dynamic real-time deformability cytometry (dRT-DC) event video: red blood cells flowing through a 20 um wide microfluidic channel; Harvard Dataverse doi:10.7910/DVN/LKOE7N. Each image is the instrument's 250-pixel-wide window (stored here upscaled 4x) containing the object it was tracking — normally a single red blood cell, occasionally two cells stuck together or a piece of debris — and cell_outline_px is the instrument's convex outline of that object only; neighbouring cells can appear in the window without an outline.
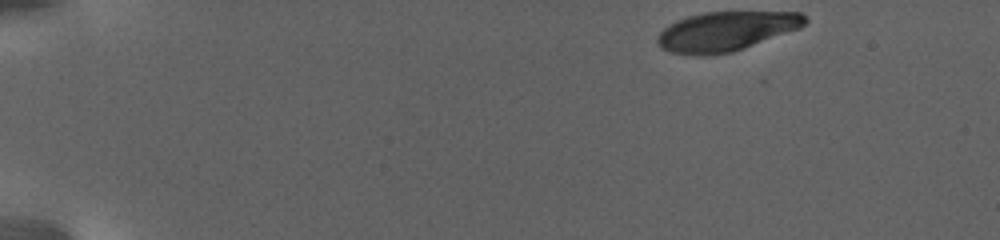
{"species": "human", "species_latin": "Homo sapiens", "temperature_condition": "warm", "stored_images_in_passage": 34, "camera_frame_rate_fps": 3000, "um_per_image_px": 0.085, "donor": {"sex": "female"}, "frame": {"image": 1, "passage_image": 1, "time_ms": 0.0, "image_size_px": [1000, 240], "cell_outline_px": [[808, 20], [800, 28], [744, 48], [732, 52], [708, 56], [696, 56], [672, 52], [660, 48], [656, 40], [660, 32], [668, 24], [676, 20], [688, 16], [704, 12], [800, 12]], "centroid_in_image_um": [61.68, 2.66], "position_along_channel_um": 23.3, "area_um2": 33.93}}
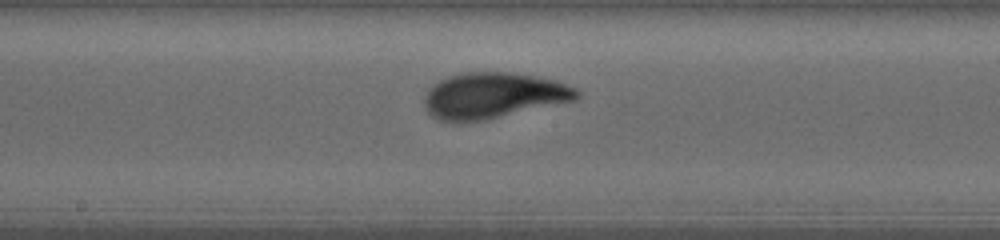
{"frame": {"image": 2, "passage_image": 24, "time_ms": 11.333, "image_size_px": [1000, 240], "cell_outline_px": [[580, 96], [576, 100], [484, 120], [460, 124], [440, 120], [432, 116], [424, 108], [424, 100], [428, 88], [440, 80], [448, 76], [460, 72], [508, 72], [556, 80], [576, 88], [580, 92]], "centroid_in_image_um": [41.89, 8.13], "position_along_channel_um": 206.3, "area_um2": 41.04}}
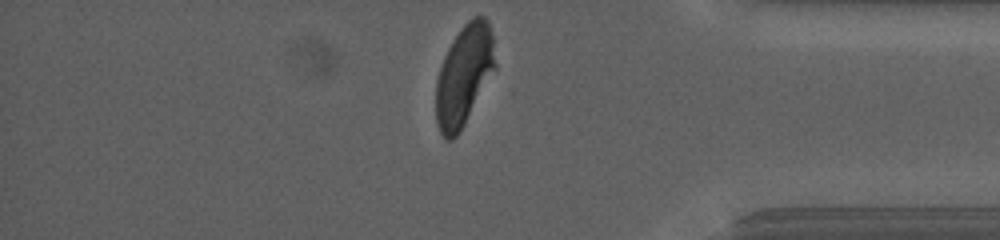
{"frame": {"image": 3, "passage_image": 34, "time_ms": 19.0, "image_size_px": [1000, 240], "cell_outline_px": [[496, 68], [460, 132], [452, 140], [444, 140], [440, 132], [436, 120], [436, 80], [444, 56], [452, 40], [460, 28], [472, 16], [484, 16], [488, 20], [492, 36], [496, 64]], "centroid_in_image_um": [39.44, 6.4], "position_along_channel_um": 395.8, "area_um2": 34.8}, "authors_computed_cell_mechanics": {"area_um2": 37.6278, "velocity_mm_per_s": 2.6932, "shape_relaxation_time_tau1_ms": 4.5367, "shape_relaxation_time_tau2_ms": null, "deformation_change_tau1": 0.1644, "deformation_change_tau2": null}}